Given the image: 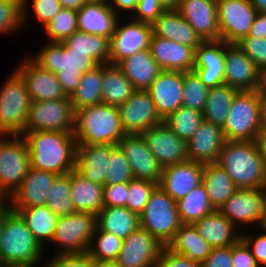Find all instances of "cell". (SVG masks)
<instances>
[{
	"instance_id": "5b68a950",
	"label": "cell",
	"mask_w": 266,
	"mask_h": 267,
	"mask_svg": "<svg viewBox=\"0 0 266 267\" xmlns=\"http://www.w3.org/2000/svg\"><path fill=\"white\" fill-rule=\"evenodd\" d=\"M35 54L28 56L41 68L56 74L68 97L76 91L82 74L96 66L85 53L69 52L61 42L45 41Z\"/></svg>"
},
{
	"instance_id": "680465c9",
	"label": "cell",
	"mask_w": 266,
	"mask_h": 267,
	"mask_svg": "<svg viewBox=\"0 0 266 267\" xmlns=\"http://www.w3.org/2000/svg\"><path fill=\"white\" fill-rule=\"evenodd\" d=\"M155 267H202V265L164 246Z\"/></svg>"
},
{
	"instance_id": "d590c367",
	"label": "cell",
	"mask_w": 266,
	"mask_h": 267,
	"mask_svg": "<svg viewBox=\"0 0 266 267\" xmlns=\"http://www.w3.org/2000/svg\"><path fill=\"white\" fill-rule=\"evenodd\" d=\"M132 83L118 65L103 64L102 101L105 104L119 107L134 93Z\"/></svg>"
},
{
	"instance_id": "816d5d0a",
	"label": "cell",
	"mask_w": 266,
	"mask_h": 267,
	"mask_svg": "<svg viewBox=\"0 0 266 267\" xmlns=\"http://www.w3.org/2000/svg\"><path fill=\"white\" fill-rule=\"evenodd\" d=\"M157 186V183L148 180H130L128 182V199L125 207L140 215L149 201L151 193Z\"/></svg>"
},
{
	"instance_id": "7c38bea8",
	"label": "cell",
	"mask_w": 266,
	"mask_h": 267,
	"mask_svg": "<svg viewBox=\"0 0 266 267\" xmlns=\"http://www.w3.org/2000/svg\"><path fill=\"white\" fill-rule=\"evenodd\" d=\"M152 35V24L131 17H120L115 32L109 39V63L118 65L125 58L149 49Z\"/></svg>"
},
{
	"instance_id": "ac0fdd59",
	"label": "cell",
	"mask_w": 266,
	"mask_h": 267,
	"mask_svg": "<svg viewBox=\"0 0 266 267\" xmlns=\"http://www.w3.org/2000/svg\"><path fill=\"white\" fill-rule=\"evenodd\" d=\"M118 109L126 134H142L154 125L163 122L147 90H135Z\"/></svg>"
},
{
	"instance_id": "7402d4cb",
	"label": "cell",
	"mask_w": 266,
	"mask_h": 267,
	"mask_svg": "<svg viewBox=\"0 0 266 267\" xmlns=\"http://www.w3.org/2000/svg\"><path fill=\"white\" fill-rule=\"evenodd\" d=\"M224 59L225 42L221 39L203 41L195 49L193 71L209 89L224 84Z\"/></svg>"
},
{
	"instance_id": "9a60e30c",
	"label": "cell",
	"mask_w": 266,
	"mask_h": 267,
	"mask_svg": "<svg viewBox=\"0 0 266 267\" xmlns=\"http://www.w3.org/2000/svg\"><path fill=\"white\" fill-rule=\"evenodd\" d=\"M224 84L239 91L260 90L262 72L236 45L225 42Z\"/></svg>"
},
{
	"instance_id": "f6af8a7d",
	"label": "cell",
	"mask_w": 266,
	"mask_h": 267,
	"mask_svg": "<svg viewBox=\"0 0 266 267\" xmlns=\"http://www.w3.org/2000/svg\"><path fill=\"white\" fill-rule=\"evenodd\" d=\"M122 244L123 239L96 226L87 254L90 258L101 261H116Z\"/></svg>"
},
{
	"instance_id": "83f0119b",
	"label": "cell",
	"mask_w": 266,
	"mask_h": 267,
	"mask_svg": "<svg viewBox=\"0 0 266 267\" xmlns=\"http://www.w3.org/2000/svg\"><path fill=\"white\" fill-rule=\"evenodd\" d=\"M112 144H77L75 170L93 183L104 186Z\"/></svg>"
},
{
	"instance_id": "603a6c76",
	"label": "cell",
	"mask_w": 266,
	"mask_h": 267,
	"mask_svg": "<svg viewBox=\"0 0 266 267\" xmlns=\"http://www.w3.org/2000/svg\"><path fill=\"white\" fill-rule=\"evenodd\" d=\"M183 82L184 72L163 70L147 89L162 120L182 106Z\"/></svg>"
},
{
	"instance_id": "7a4b0ae2",
	"label": "cell",
	"mask_w": 266,
	"mask_h": 267,
	"mask_svg": "<svg viewBox=\"0 0 266 267\" xmlns=\"http://www.w3.org/2000/svg\"><path fill=\"white\" fill-rule=\"evenodd\" d=\"M44 256L45 249L34 238L22 217L11 210L6 215L0 240V266L41 267L45 262Z\"/></svg>"
},
{
	"instance_id": "277c9868",
	"label": "cell",
	"mask_w": 266,
	"mask_h": 267,
	"mask_svg": "<svg viewBox=\"0 0 266 267\" xmlns=\"http://www.w3.org/2000/svg\"><path fill=\"white\" fill-rule=\"evenodd\" d=\"M126 135L118 107L101 103L75 111L76 144H113Z\"/></svg>"
},
{
	"instance_id": "6125c7cd",
	"label": "cell",
	"mask_w": 266,
	"mask_h": 267,
	"mask_svg": "<svg viewBox=\"0 0 266 267\" xmlns=\"http://www.w3.org/2000/svg\"><path fill=\"white\" fill-rule=\"evenodd\" d=\"M138 0H112L110 7L119 17H131L137 8Z\"/></svg>"
},
{
	"instance_id": "9c48e42d",
	"label": "cell",
	"mask_w": 266,
	"mask_h": 267,
	"mask_svg": "<svg viewBox=\"0 0 266 267\" xmlns=\"http://www.w3.org/2000/svg\"><path fill=\"white\" fill-rule=\"evenodd\" d=\"M96 226V215L93 213L75 212L58 217L54 237L45 248V253L50 246L55 248L53 254L87 253Z\"/></svg>"
},
{
	"instance_id": "11e5206c",
	"label": "cell",
	"mask_w": 266,
	"mask_h": 267,
	"mask_svg": "<svg viewBox=\"0 0 266 267\" xmlns=\"http://www.w3.org/2000/svg\"><path fill=\"white\" fill-rule=\"evenodd\" d=\"M112 0H88V2H96V3H103V4H107L110 5Z\"/></svg>"
},
{
	"instance_id": "d4e9b609",
	"label": "cell",
	"mask_w": 266,
	"mask_h": 267,
	"mask_svg": "<svg viewBox=\"0 0 266 267\" xmlns=\"http://www.w3.org/2000/svg\"><path fill=\"white\" fill-rule=\"evenodd\" d=\"M57 174L29 168L20 186L6 200L11 208L46 206L48 191Z\"/></svg>"
},
{
	"instance_id": "89a4df30",
	"label": "cell",
	"mask_w": 266,
	"mask_h": 267,
	"mask_svg": "<svg viewBox=\"0 0 266 267\" xmlns=\"http://www.w3.org/2000/svg\"><path fill=\"white\" fill-rule=\"evenodd\" d=\"M165 10H177L180 0H159Z\"/></svg>"
},
{
	"instance_id": "2644e50d",
	"label": "cell",
	"mask_w": 266,
	"mask_h": 267,
	"mask_svg": "<svg viewBox=\"0 0 266 267\" xmlns=\"http://www.w3.org/2000/svg\"><path fill=\"white\" fill-rule=\"evenodd\" d=\"M257 12L266 13V0H249Z\"/></svg>"
},
{
	"instance_id": "ba28073f",
	"label": "cell",
	"mask_w": 266,
	"mask_h": 267,
	"mask_svg": "<svg viewBox=\"0 0 266 267\" xmlns=\"http://www.w3.org/2000/svg\"><path fill=\"white\" fill-rule=\"evenodd\" d=\"M139 218L140 227L147 230L163 246H168L182 225L176 201L159 186L151 193Z\"/></svg>"
},
{
	"instance_id": "d6986e66",
	"label": "cell",
	"mask_w": 266,
	"mask_h": 267,
	"mask_svg": "<svg viewBox=\"0 0 266 267\" xmlns=\"http://www.w3.org/2000/svg\"><path fill=\"white\" fill-rule=\"evenodd\" d=\"M117 145L126 156L134 179L160 182L163 167L153 156L142 134H126Z\"/></svg>"
},
{
	"instance_id": "6f0895ef",
	"label": "cell",
	"mask_w": 266,
	"mask_h": 267,
	"mask_svg": "<svg viewBox=\"0 0 266 267\" xmlns=\"http://www.w3.org/2000/svg\"><path fill=\"white\" fill-rule=\"evenodd\" d=\"M128 182L121 184H105L103 186L104 206H126Z\"/></svg>"
},
{
	"instance_id": "7bdbcfd3",
	"label": "cell",
	"mask_w": 266,
	"mask_h": 267,
	"mask_svg": "<svg viewBox=\"0 0 266 267\" xmlns=\"http://www.w3.org/2000/svg\"><path fill=\"white\" fill-rule=\"evenodd\" d=\"M71 172L57 175L47 194L46 206L57 217L75 213L70 197Z\"/></svg>"
},
{
	"instance_id": "e7e4bbea",
	"label": "cell",
	"mask_w": 266,
	"mask_h": 267,
	"mask_svg": "<svg viewBox=\"0 0 266 267\" xmlns=\"http://www.w3.org/2000/svg\"><path fill=\"white\" fill-rule=\"evenodd\" d=\"M11 206L6 200H0V240L6 222V215L11 211Z\"/></svg>"
},
{
	"instance_id": "f35d334b",
	"label": "cell",
	"mask_w": 266,
	"mask_h": 267,
	"mask_svg": "<svg viewBox=\"0 0 266 267\" xmlns=\"http://www.w3.org/2000/svg\"><path fill=\"white\" fill-rule=\"evenodd\" d=\"M61 43L69 52L85 53L96 65L109 63L110 42L104 36L77 30Z\"/></svg>"
},
{
	"instance_id": "484cf974",
	"label": "cell",
	"mask_w": 266,
	"mask_h": 267,
	"mask_svg": "<svg viewBox=\"0 0 266 267\" xmlns=\"http://www.w3.org/2000/svg\"><path fill=\"white\" fill-rule=\"evenodd\" d=\"M225 141L222 127L203 120L186 143L188 160L202 164L217 162Z\"/></svg>"
},
{
	"instance_id": "cb8c5ba5",
	"label": "cell",
	"mask_w": 266,
	"mask_h": 267,
	"mask_svg": "<svg viewBox=\"0 0 266 267\" xmlns=\"http://www.w3.org/2000/svg\"><path fill=\"white\" fill-rule=\"evenodd\" d=\"M177 11L203 41L220 40L217 0H180Z\"/></svg>"
},
{
	"instance_id": "753ad0ef",
	"label": "cell",
	"mask_w": 266,
	"mask_h": 267,
	"mask_svg": "<svg viewBox=\"0 0 266 267\" xmlns=\"http://www.w3.org/2000/svg\"><path fill=\"white\" fill-rule=\"evenodd\" d=\"M262 97L266 98V71L262 73V79H261V88H260Z\"/></svg>"
},
{
	"instance_id": "3957f363",
	"label": "cell",
	"mask_w": 266,
	"mask_h": 267,
	"mask_svg": "<svg viewBox=\"0 0 266 267\" xmlns=\"http://www.w3.org/2000/svg\"><path fill=\"white\" fill-rule=\"evenodd\" d=\"M217 163L237 189L266 187V169L256 141H225Z\"/></svg>"
},
{
	"instance_id": "e0dca14e",
	"label": "cell",
	"mask_w": 266,
	"mask_h": 267,
	"mask_svg": "<svg viewBox=\"0 0 266 267\" xmlns=\"http://www.w3.org/2000/svg\"><path fill=\"white\" fill-rule=\"evenodd\" d=\"M164 246L139 227L123 240L116 260L118 267H155Z\"/></svg>"
},
{
	"instance_id": "a7ac6f4b",
	"label": "cell",
	"mask_w": 266,
	"mask_h": 267,
	"mask_svg": "<svg viewBox=\"0 0 266 267\" xmlns=\"http://www.w3.org/2000/svg\"><path fill=\"white\" fill-rule=\"evenodd\" d=\"M91 267H118L116 261H101L91 258Z\"/></svg>"
},
{
	"instance_id": "34e18365",
	"label": "cell",
	"mask_w": 266,
	"mask_h": 267,
	"mask_svg": "<svg viewBox=\"0 0 266 267\" xmlns=\"http://www.w3.org/2000/svg\"><path fill=\"white\" fill-rule=\"evenodd\" d=\"M261 228L266 230V194H265V199H264V218L261 223Z\"/></svg>"
},
{
	"instance_id": "03108f58",
	"label": "cell",
	"mask_w": 266,
	"mask_h": 267,
	"mask_svg": "<svg viewBox=\"0 0 266 267\" xmlns=\"http://www.w3.org/2000/svg\"><path fill=\"white\" fill-rule=\"evenodd\" d=\"M256 144L258 146L260 155L263 160L264 167L266 169V132L261 131L256 139Z\"/></svg>"
},
{
	"instance_id": "74e56055",
	"label": "cell",
	"mask_w": 266,
	"mask_h": 267,
	"mask_svg": "<svg viewBox=\"0 0 266 267\" xmlns=\"http://www.w3.org/2000/svg\"><path fill=\"white\" fill-rule=\"evenodd\" d=\"M17 212L34 238L45 249L54 237L57 216L47 206H36L30 208H11Z\"/></svg>"
},
{
	"instance_id": "9f6ffc18",
	"label": "cell",
	"mask_w": 266,
	"mask_h": 267,
	"mask_svg": "<svg viewBox=\"0 0 266 267\" xmlns=\"http://www.w3.org/2000/svg\"><path fill=\"white\" fill-rule=\"evenodd\" d=\"M164 11L159 0H138L137 8L131 18L152 24Z\"/></svg>"
},
{
	"instance_id": "f546056e",
	"label": "cell",
	"mask_w": 266,
	"mask_h": 267,
	"mask_svg": "<svg viewBox=\"0 0 266 267\" xmlns=\"http://www.w3.org/2000/svg\"><path fill=\"white\" fill-rule=\"evenodd\" d=\"M193 225L198 234L213 248L233 246L241 239L242 231L218 210Z\"/></svg>"
},
{
	"instance_id": "f5cc1de1",
	"label": "cell",
	"mask_w": 266,
	"mask_h": 267,
	"mask_svg": "<svg viewBox=\"0 0 266 267\" xmlns=\"http://www.w3.org/2000/svg\"><path fill=\"white\" fill-rule=\"evenodd\" d=\"M236 45L253 61L263 73L266 71V38L243 37Z\"/></svg>"
},
{
	"instance_id": "6da1fadb",
	"label": "cell",
	"mask_w": 266,
	"mask_h": 267,
	"mask_svg": "<svg viewBox=\"0 0 266 267\" xmlns=\"http://www.w3.org/2000/svg\"><path fill=\"white\" fill-rule=\"evenodd\" d=\"M21 136L27 144L31 168L57 175L75 169L77 144L73 133L32 131Z\"/></svg>"
},
{
	"instance_id": "11a10c76",
	"label": "cell",
	"mask_w": 266,
	"mask_h": 267,
	"mask_svg": "<svg viewBox=\"0 0 266 267\" xmlns=\"http://www.w3.org/2000/svg\"><path fill=\"white\" fill-rule=\"evenodd\" d=\"M49 261L41 267H91V258L87 253L82 254H52ZM45 263V264H44Z\"/></svg>"
},
{
	"instance_id": "4dcf8cb0",
	"label": "cell",
	"mask_w": 266,
	"mask_h": 267,
	"mask_svg": "<svg viewBox=\"0 0 266 267\" xmlns=\"http://www.w3.org/2000/svg\"><path fill=\"white\" fill-rule=\"evenodd\" d=\"M153 35L192 47L203 42L201 37L177 10H165L153 23Z\"/></svg>"
},
{
	"instance_id": "8c879c8a",
	"label": "cell",
	"mask_w": 266,
	"mask_h": 267,
	"mask_svg": "<svg viewBox=\"0 0 266 267\" xmlns=\"http://www.w3.org/2000/svg\"><path fill=\"white\" fill-rule=\"evenodd\" d=\"M261 124L262 131L266 132V98L263 97L261 102Z\"/></svg>"
},
{
	"instance_id": "e575fe53",
	"label": "cell",
	"mask_w": 266,
	"mask_h": 267,
	"mask_svg": "<svg viewBox=\"0 0 266 267\" xmlns=\"http://www.w3.org/2000/svg\"><path fill=\"white\" fill-rule=\"evenodd\" d=\"M202 184L212 207L218 211L237 189L231 177L217 162L204 164Z\"/></svg>"
},
{
	"instance_id": "f1b7e54d",
	"label": "cell",
	"mask_w": 266,
	"mask_h": 267,
	"mask_svg": "<svg viewBox=\"0 0 266 267\" xmlns=\"http://www.w3.org/2000/svg\"><path fill=\"white\" fill-rule=\"evenodd\" d=\"M120 17L110 5L86 2L77 10L78 31L110 39Z\"/></svg>"
},
{
	"instance_id": "c3c4849f",
	"label": "cell",
	"mask_w": 266,
	"mask_h": 267,
	"mask_svg": "<svg viewBox=\"0 0 266 267\" xmlns=\"http://www.w3.org/2000/svg\"><path fill=\"white\" fill-rule=\"evenodd\" d=\"M22 0H0V36H13L23 31Z\"/></svg>"
},
{
	"instance_id": "ffe728a7",
	"label": "cell",
	"mask_w": 266,
	"mask_h": 267,
	"mask_svg": "<svg viewBox=\"0 0 266 267\" xmlns=\"http://www.w3.org/2000/svg\"><path fill=\"white\" fill-rule=\"evenodd\" d=\"M148 148L162 167L188 161L186 142L164 121L142 133Z\"/></svg>"
},
{
	"instance_id": "4316f807",
	"label": "cell",
	"mask_w": 266,
	"mask_h": 267,
	"mask_svg": "<svg viewBox=\"0 0 266 267\" xmlns=\"http://www.w3.org/2000/svg\"><path fill=\"white\" fill-rule=\"evenodd\" d=\"M149 50L162 70L191 72L194 69L195 50L192 47L152 35Z\"/></svg>"
},
{
	"instance_id": "44dd1931",
	"label": "cell",
	"mask_w": 266,
	"mask_h": 267,
	"mask_svg": "<svg viewBox=\"0 0 266 267\" xmlns=\"http://www.w3.org/2000/svg\"><path fill=\"white\" fill-rule=\"evenodd\" d=\"M204 164L185 161L163 167L158 186L174 201L185 197L202 183Z\"/></svg>"
},
{
	"instance_id": "b9f144b4",
	"label": "cell",
	"mask_w": 266,
	"mask_h": 267,
	"mask_svg": "<svg viewBox=\"0 0 266 267\" xmlns=\"http://www.w3.org/2000/svg\"><path fill=\"white\" fill-rule=\"evenodd\" d=\"M176 204L182 224H193L215 211L202 183Z\"/></svg>"
},
{
	"instance_id": "2e32d148",
	"label": "cell",
	"mask_w": 266,
	"mask_h": 267,
	"mask_svg": "<svg viewBox=\"0 0 266 267\" xmlns=\"http://www.w3.org/2000/svg\"><path fill=\"white\" fill-rule=\"evenodd\" d=\"M22 58L14 70L24 80L31 101L70 98L65 94L56 74L41 68L28 55Z\"/></svg>"
},
{
	"instance_id": "f907efd6",
	"label": "cell",
	"mask_w": 266,
	"mask_h": 267,
	"mask_svg": "<svg viewBox=\"0 0 266 267\" xmlns=\"http://www.w3.org/2000/svg\"><path fill=\"white\" fill-rule=\"evenodd\" d=\"M134 179L130 164L118 145L112 144L108 160L105 184L127 183Z\"/></svg>"
},
{
	"instance_id": "7dc6e473",
	"label": "cell",
	"mask_w": 266,
	"mask_h": 267,
	"mask_svg": "<svg viewBox=\"0 0 266 267\" xmlns=\"http://www.w3.org/2000/svg\"><path fill=\"white\" fill-rule=\"evenodd\" d=\"M22 4L23 28H26L31 18L36 19L43 28L62 9L59 0H22Z\"/></svg>"
},
{
	"instance_id": "91938a15",
	"label": "cell",
	"mask_w": 266,
	"mask_h": 267,
	"mask_svg": "<svg viewBox=\"0 0 266 267\" xmlns=\"http://www.w3.org/2000/svg\"><path fill=\"white\" fill-rule=\"evenodd\" d=\"M233 267H260L246 243L240 239L232 246Z\"/></svg>"
},
{
	"instance_id": "003e7915",
	"label": "cell",
	"mask_w": 266,
	"mask_h": 267,
	"mask_svg": "<svg viewBox=\"0 0 266 267\" xmlns=\"http://www.w3.org/2000/svg\"><path fill=\"white\" fill-rule=\"evenodd\" d=\"M62 8L79 10L81 6H83L88 0H59Z\"/></svg>"
},
{
	"instance_id": "8fae6325",
	"label": "cell",
	"mask_w": 266,
	"mask_h": 267,
	"mask_svg": "<svg viewBox=\"0 0 266 267\" xmlns=\"http://www.w3.org/2000/svg\"><path fill=\"white\" fill-rule=\"evenodd\" d=\"M75 130V111L70 98L46 101H31L25 132Z\"/></svg>"
},
{
	"instance_id": "be15d7a7",
	"label": "cell",
	"mask_w": 266,
	"mask_h": 267,
	"mask_svg": "<svg viewBox=\"0 0 266 267\" xmlns=\"http://www.w3.org/2000/svg\"><path fill=\"white\" fill-rule=\"evenodd\" d=\"M248 36H253L259 39L266 38V13L257 12Z\"/></svg>"
},
{
	"instance_id": "681fc988",
	"label": "cell",
	"mask_w": 266,
	"mask_h": 267,
	"mask_svg": "<svg viewBox=\"0 0 266 267\" xmlns=\"http://www.w3.org/2000/svg\"><path fill=\"white\" fill-rule=\"evenodd\" d=\"M209 88L206 87L194 72H184L182 106L203 112Z\"/></svg>"
},
{
	"instance_id": "bcb514c9",
	"label": "cell",
	"mask_w": 266,
	"mask_h": 267,
	"mask_svg": "<svg viewBox=\"0 0 266 267\" xmlns=\"http://www.w3.org/2000/svg\"><path fill=\"white\" fill-rule=\"evenodd\" d=\"M78 30L77 11L62 8L51 21L42 28L49 42H62Z\"/></svg>"
},
{
	"instance_id": "30bf717a",
	"label": "cell",
	"mask_w": 266,
	"mask_h": 267,
	"mask_svg": "<svg viewBox=\"0 0 266 267\" xmlns=\"http://www.w3.org/2000/svg\"><path fill=\"white\" fill-rule=\"evenodd\" d=\"M30 168L27 144L21 135H0V200H7Z\"/></svg>"
},
{
	"instance_id": "db71d44e",
	"label": "cell",
	"mask_w": 266,
	"mask_h": 267,
	"mask_svg": "<svg viewBox=\"0 0 266 267\" xmlns=\"http://www.w3.org/2000/svg\"><path fill=\"white\" fill-rule=\"evenodd\" d=\"M259 231V232H258ZM258 231L242 232L241 239L246 243L260 267H266V230L259 227ZM247 233V234H246Z\"/></svg>"
},
{
	"instance_id": "d6a6232c",
	"label": "cell",
	"mask_w": 266,
	"mask_h": 267,
	"mask_svg": "<svg viewBox=\"0 0 266 267\" xmlns=\"http://www.w3.org/2000/svg\"><path fill=\"white\" fill-rule=\"evenodd\" d=\"M70 197L76 212L97 215L104 207L103 186L84 178L75 169L71 171Z\"/></svg>"
},
{
	"instance_id": "4fadbf2b",
	"label": "cell",
	"mask_w": 266,
	"mask_h": 267,
	"mask_svg": "<svg viewBox=\"0 0 266 267\" xmlns=\"http://www.w3.org/2000/svg\"><path fill=\"white\" fill-rule=\"evenodd\" d=\"M265 194L266 187L236 189L219 211L242 232L252 226L259 228L264 218Z\"/></svg>"
},
{
	"instance_id": "836d02e7",
	"label": "cell",
	"mask_w": 266,
	"mask_h": 267,
	"mask_svg": "<svg viewBox=\"0 0 266 267\" xmlns=\"http://www.w3.org/2000/svg\"><path fill=\"white\" fill-rule=\"evenodd\" d=\"M96 224L100 230L124 240L140 227V218L127 207L104 206L96 215Z\"/></svg>"
},
{
	"instance_id": "ab89813d",
	"label": "cell",
	"mask_w": 266,
	"mask_h": 267,
	"mask_svg": "<svg viewBox=\"0 0 266 267\" xmlns=\"http://www.w3.org/2000/svg\"><path fill=\"white\" fill-rule=\"evenodd\" d=\"M103 64L96 65L81 76L76 91L70 97L74 111L97 104L102 101Z\"/></svg>"
},
{
	"instance_id": "5bb4252c",
	"label": "cell",
	"mask_w": 266,
	"mask_h": 267,
	"mask_svg": "<svg viewBox=\"0 0 266 267\" xmlns=\"http://www.w3.org/2000/svg\"><path fill=\"white\" fill-rule=\"evenodd\" d=\"M220 39L236 44L248 36L257 14L249 0H217Z\"/></svg>"
},
{
	"instance_id": "8992f818",
	"label": "cell",
	"mask_w": 266,
	"mask_h": 267,
	"mask_svg": "<svg viewBox=\"0 0 266 267\" xmlns=\"http://www.w3.org/2000/svg\"><path fill=\"white\" fill-rule=\"evenodd\" d=\"M260 90L239 91L234 96L222 127L226 141H256L262 131Z\"/></svg>"
},
{
	"instance_id": "8d00e7d4",
	"label": "cell",
	"mask_w": 266,
	"mask_h": 267,
	"mask_svg": "<svg viewBox=\"0 0 266 267\" xmlns=\"http://www.w3.org/2000/svg\"><path fill=\"white\" fill-rule=\"evenodd\" d=\"M167 247L173 252L187 256L200 264L204 262L213 249L198 234L193 224H182Z\"/></svg>"
},
{
	"instance_id": "60d3db41",
	"label": "cell",
	"mask_w": 266,
	"mask_h": 267,
	"mask_svg": "<svg viewBox=\"0 0 266 267\" xmlns=\"http://www.w3.org/2000/svg\"><path fill=\"white\" fill-rule=\"evenodd\" d=\"M237 92L226 84L210 88L202 112L203 120L223 127L229 114L231 102Z\"/></svg>"
},
{
	"instance_id": "ee69618b",
	"label": "cell",
	"mask_w": 266,
	"mask_h": 267,
	"mask_svg": "<svg viewBox=\"0 0 266 267\" xmlns=\"http://www.w3.org/2000/svg\"><path fill=\"white\" fill-rule=\"evenodd\" d=\"M163 121L179 138L187 143L203 121V114L198 110L180 106Z\"/></svg>"
},
{
	"instance_id": "1f68e13d",
	"label": "cell",
	"mask_w": 266,
	"mask_h": 267,
	"mask_svg": "<svg viewBox=\"0 0 266 267\" xmlns=\"http://www.w3.org/2000/svg\"><path fill=\"white\" fill-rule=\"evenodd\" d=\"M118 66L132 83L135 90H147L163 71L152 57L149 49L125 58Z\"/></svg>"
},
{
	"instance_id": "52a82bcc",
	"label": "cell",
	"mask_w": 266,
	"mask_h": 267,
	"mask_svg": "<svg viewBox=\"0 0 266 267\" xmlns=\"http://www.w3.org/2000/svg\"><path fill=\"white\" fill-rule=\"evenodd\" d=\"M9 74L0 86V135H22L31 99L21 76Z\"/></svg>"
},
{
	"instance_id": "94428289",
	"label": "cell",
	"mask_w": 266,
	"mask_h": 267,
	"mask_svg": "<svg viewBox=\"0 0 266 267\" xmlns=\"http://www.w3.org/2000/svg\"><path fill=\"white\" fill-rule=\"evenodd\" d=\"M202 267H233L232 246L213 248Z\"/></svg>"
}]
</instances>
